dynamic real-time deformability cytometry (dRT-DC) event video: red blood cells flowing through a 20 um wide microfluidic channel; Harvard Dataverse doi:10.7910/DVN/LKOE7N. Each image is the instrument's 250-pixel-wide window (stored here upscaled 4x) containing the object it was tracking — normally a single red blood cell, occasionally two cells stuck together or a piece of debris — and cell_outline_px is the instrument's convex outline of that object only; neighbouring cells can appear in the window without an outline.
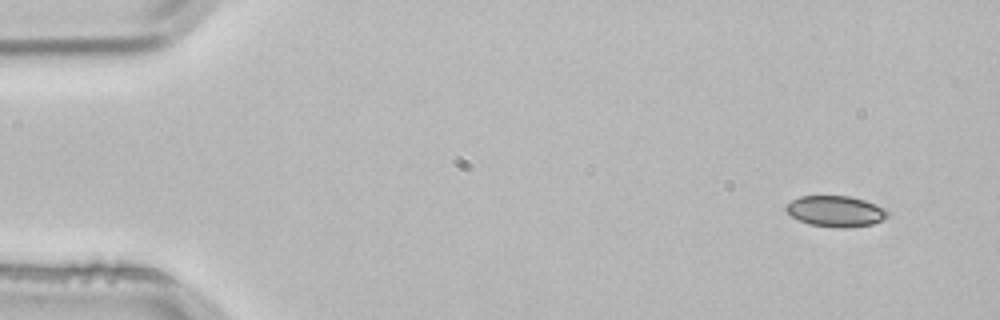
{"species": "common noctule bat (a hibernating species)", "species_latin": "Nyctalus noctula", "temperature_condition": "room temperature", "stored_images_in_passage": 3, "camera_frame_rate_fps": 3000, "um_per_image_px": 0.085, "animal": {"sex": "male", "body_mass_g": 21.5, "forearm_length_mm": 52.0}, "frame": {"image": 1, "passage_image": 1, "time_ms": 0.0, "image_size_px": [1000, 320], "cell_outline_px": [[888, 216], [872, 224], [840, 228], [808, 224], [792, 216], [784, 208], [792, 200], [800, 196], [848, 196], [864, 200], [888, 212]], "centroid_in_image_um": [70.97, 17.95], "position_along_channel_um": 14.0, "area_um2": 17.8}}